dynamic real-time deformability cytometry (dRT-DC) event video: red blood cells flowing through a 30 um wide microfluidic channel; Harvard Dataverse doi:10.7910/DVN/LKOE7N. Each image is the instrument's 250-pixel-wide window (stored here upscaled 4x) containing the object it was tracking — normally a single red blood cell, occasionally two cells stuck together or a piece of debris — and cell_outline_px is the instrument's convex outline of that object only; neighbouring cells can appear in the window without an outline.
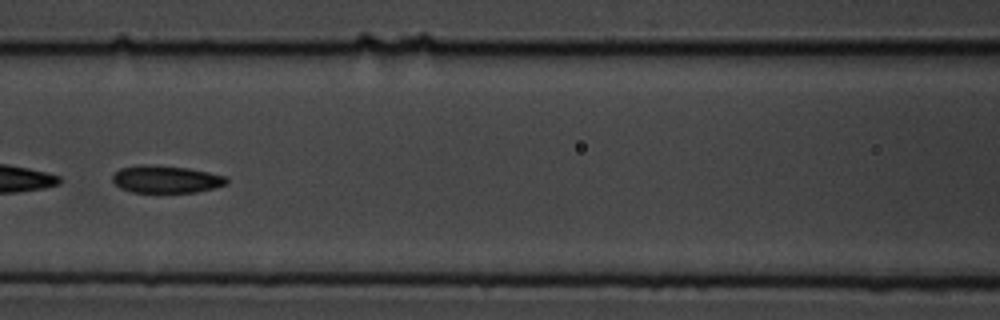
{"species": "common noctule bat (a hibernating species)", "species_latin": "Nyctalus noctula", "temperature_condition": "cold", "stored_images_in_passage": 7, "camera_frame_rate_fps": 3000, "um_per_image_px": 0.085, "animal": {"sex": "male", "body_mass_g": 19.5, "forearm_length_mm": 54.6}, "frame": {"image": 1, "passage_image": 7, "time_ms": 7.333, "image_size_px": [1000, 320], "cell_outline_px": [[228, 184], [196, 192], [132, 192], [120, 188], [112, 180], [112, 176], [120, 168], [144, 164], [152, 164], [188, 168], [208, 172], [224, 176], [228, 180]], "centroid_in_image_um": [14.1, 15.23], "position_along_channel_um": 152.5, "area_um2": 18.15}}